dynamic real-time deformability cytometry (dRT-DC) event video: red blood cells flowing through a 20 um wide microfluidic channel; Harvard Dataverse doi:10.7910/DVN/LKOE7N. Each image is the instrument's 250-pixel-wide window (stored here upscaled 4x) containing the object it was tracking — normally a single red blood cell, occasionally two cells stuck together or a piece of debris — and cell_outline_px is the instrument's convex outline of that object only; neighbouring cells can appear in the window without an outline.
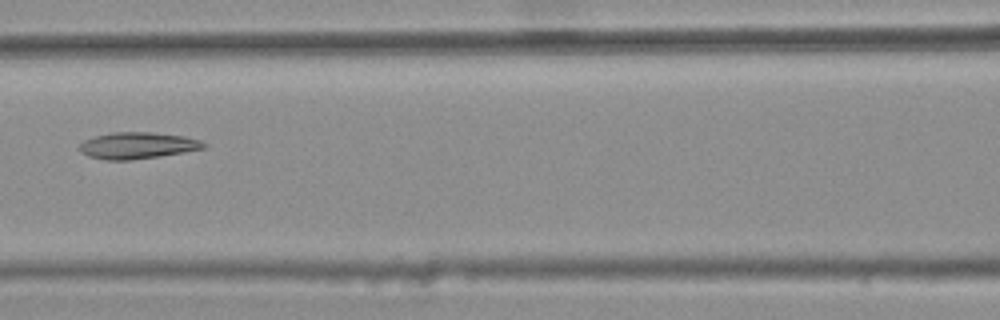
{"species": "common noctule bat (a hibernating species)", "species_latin": "Nyctalus noctula", "temperature_condition": "warm", "stored_images_in_passage": 5, "camera_frame_rate_fps": 3000, "um_per_image_px": 0.085, "animal": {"sex": "female", "body_mass_g": 25.1}, "frame": {"image": 1, "passage_image": 4, "time_ms": 1.0, "image_size_px": [1000, 320], "cell_outline_px": [[208, 144], [204, 148], [184, 152], [160, 156], [132, 160], [104, 160], [88, 156], [80, 152], [76, 148], [84, 140], [96, 136], [112, 132], [152, 132], [184, 136], [200, 140]], "centroid_in_image_um": [11.66, 12.37], "position_along_channel_um": 154.9, "area_um2": 19.36}}
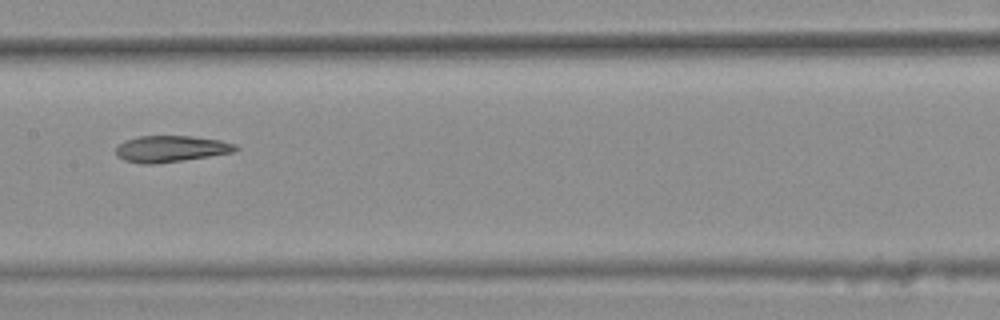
{"frame": {"image": 2, "passage_image": 5, "time_ms": 1.333, "image_size_px": [1000, 320], "cell_outline_px": [[240, 148], [232, 152], [208, 156], [152, 164], [144, 164], [124, 160], [116, 152], [116, 144], [124, 140], [140, 136], [192, 136], [220, 140], [236, 144]], "centroid_in_image_um": [14.51, 12.63], "position_along_channel_um": 192.9, "area_um2": 18.21}}